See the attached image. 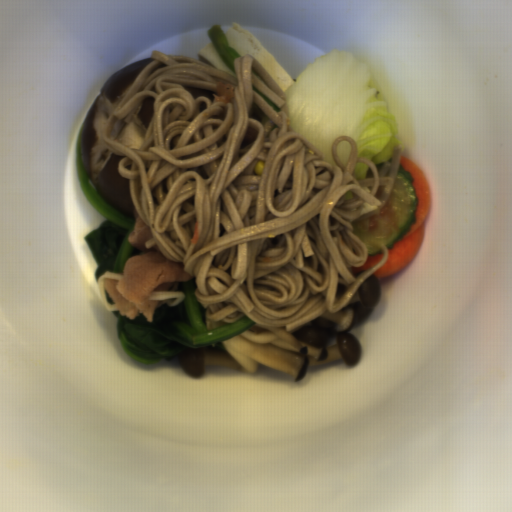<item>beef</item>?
<instances>
[{
  "label": "beef",
  "instance_id": "obj_1",
  "mask_svg": "<svg viewBox=\"0 0 512 512\" xmlns=\"http://www.w3.org/2000/svg\"><path fill=\"white\" fill-rule=\"evenodd\" d=\"M150 238V227L136 211L135 228L127 241L140 252L127 260L121 279L105 278L103 286L120 314L130 320L143 314L151 323L159 303L149 300L151 293L168 291L175 283L190 281L193 276L185 272L183 263L165 257L157 245L147 249L145 242Z\"/></svg>",
  "mask_w": 512,
  "mask_h": 512
},
{
  "label": "beef",
  "instance_id": "obj_2",
  "mask_svg": "<svg viewBox=\"0 0 512 512\" xmlns=\"http://www.w3.org/2000/svg\"><path fill=\"white\" fill-rule=\"evenodd\" d=\"M214 96L219 102L230 103L235 96L232 82H216Z\"/></svg>",
  "mask_w": 512,
  "mask_h": 512
}]
</instances>
